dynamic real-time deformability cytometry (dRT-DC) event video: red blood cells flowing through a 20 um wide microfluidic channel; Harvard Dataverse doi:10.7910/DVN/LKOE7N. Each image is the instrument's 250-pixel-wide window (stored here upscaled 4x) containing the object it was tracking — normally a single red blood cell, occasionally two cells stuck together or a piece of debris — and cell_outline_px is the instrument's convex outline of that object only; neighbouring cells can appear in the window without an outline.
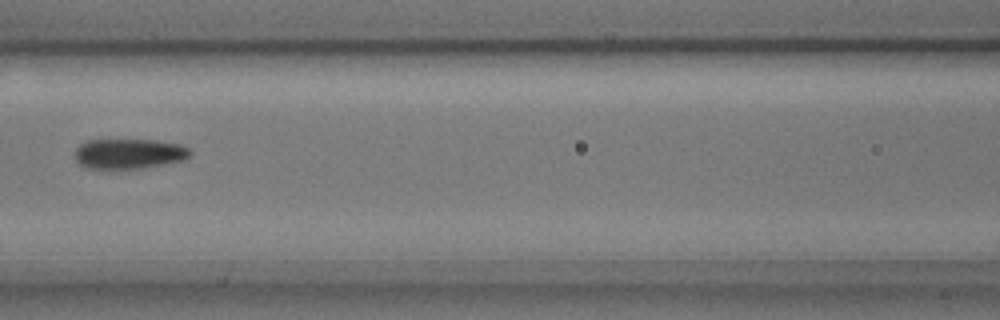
{"species": "common noctule bat (a hibernating species)", "species_latin": "Nyctalus noctula", "temperature_condition": "cold", "stored_images_in_passage": 6, "camera_frame_rate_fps": 3000, "um_per_image_px": 0.085, "animal": {"sex": "male", "body_mass_g": 17.9, "forearm_length_mm": 54.2}, "frame": {"image": 1, "passage_image": 6, "time_ms": 1.667, "image_size_px": [1000, 320], "cell_outline_px": [[192, 152], [184, 160], [144, 168], [88, 168], [80, 164], [76, 160], [76, 148], [80, 144], [88, 140], [156, 140], [180, 144], [188, 148]], "centroid_in_image_um": [10.98, 13.06], "position_along_channel_um": 155.6, "area_um2": 20.06}}